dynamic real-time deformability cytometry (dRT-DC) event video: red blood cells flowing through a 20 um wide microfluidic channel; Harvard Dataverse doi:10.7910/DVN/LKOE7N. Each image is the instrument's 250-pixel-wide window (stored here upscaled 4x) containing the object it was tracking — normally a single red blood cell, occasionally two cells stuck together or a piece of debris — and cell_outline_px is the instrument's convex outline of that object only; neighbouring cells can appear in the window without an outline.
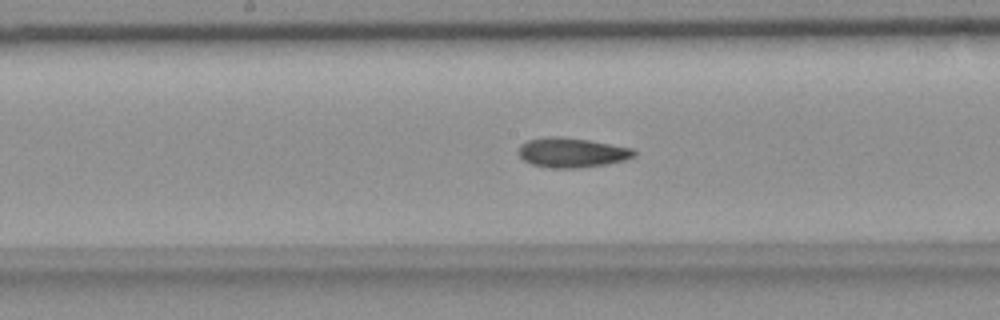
{"species": "common noctule bat (a hibernating species)", "species_latin": "Nyctalus noctula", "temperature_condition": "room temperature", "stored_images_in_passage": 39, "camera_frame_rate_fps": 3000, "um_per_image_px": 0.085, "animal": {"sex": "female", "body_mass_g": 18.4}, "frame": {"image": 1, "passage_image": 16, "time_ms": 5.0, "image_size_px": [1000, 320], "cell_outline_px": [[636, 156], [624, 160], [604, 164], [580, 168], [552, 168], [532, 164], [524, 160], [516, 152], [520, 144], [528, 140], [544, 136], [560, 136], [588, 140], [632, 148], [636, 152]], "centroid_in_image_um": [48.56, 12.96], "position_along_channel_um": 199.6, "area_um2": 20.06}}
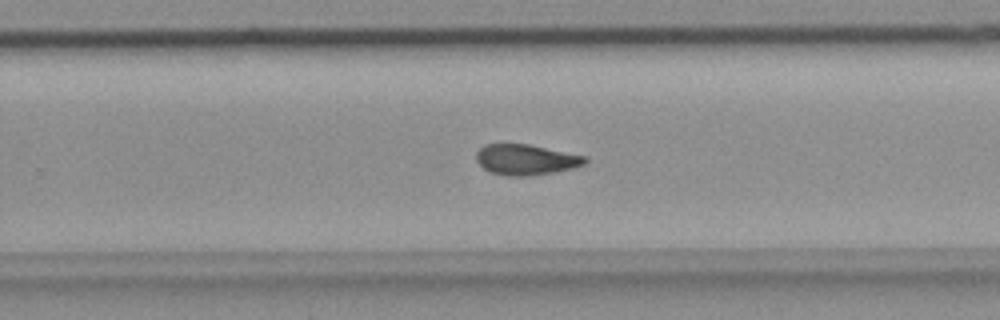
{"frame": {"image": 2, "passage_image": 23, "time_ms": 7.333, "image_size_px": [1000, 320], "cell_outline_px": [[588, 160], [584, 164], [572, 168], [556, 172], [528, 176], [508, 176], [492, 172], [484, 168], [476, 160], [476, 152], [484, 144], [528, 144], [588, 156]], "centroid_in_image_um": [44.73, 13.56], "position_along_channel_um": 285.1, "area_um2": 19.42}}
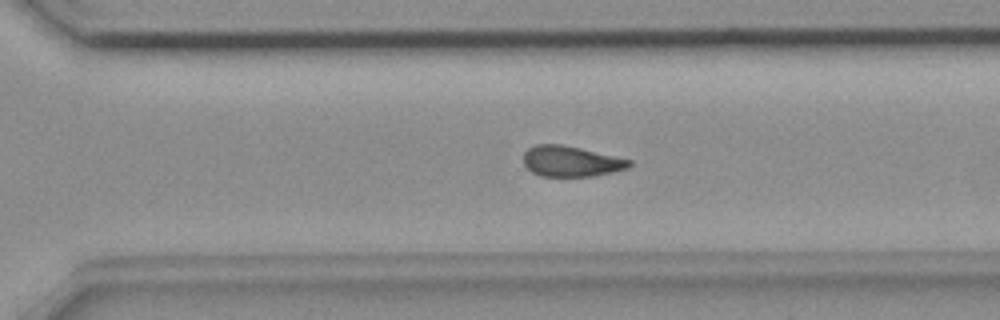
{"frame": {"image": 3, "passage_image": 26, "time_ms": 8.333, "image_size_px": [1000, 320], "cell_outline_px": [[632, 164], [628, 168], [612, 172], [592, 176], [540, 176], [532, 172], [524, 164], [524, 152], [528, 148], [536, 144], [560, 144], [580, 148], [632, 160]], "centroid_in_image_um": [48.53, 13.71], "position_along_channel_um": 322.1, "area_um2": 18.79}, "authors_computed_cell_mechanics": {"area_um2": 19.5364, "velocity_mm_per_s": 3.6755, "shape_relaxation_time_tau1_ms": null, "shape_relaxation_time_tau2_ms": 4.8157, "deformation_change_tau1": null, "deformation_change_tau2": 0.1189}}